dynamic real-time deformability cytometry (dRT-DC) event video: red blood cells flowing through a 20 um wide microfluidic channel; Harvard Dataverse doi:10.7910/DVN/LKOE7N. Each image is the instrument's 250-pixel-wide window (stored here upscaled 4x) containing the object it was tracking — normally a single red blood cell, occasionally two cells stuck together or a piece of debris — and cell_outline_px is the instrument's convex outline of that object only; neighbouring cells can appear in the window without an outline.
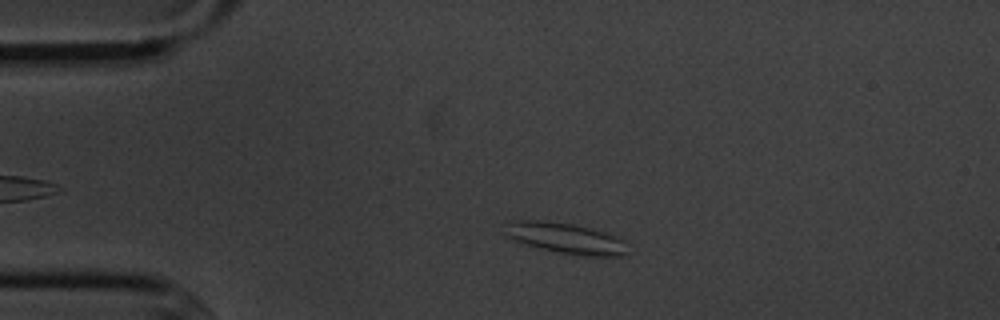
{"species": "common noctule bat (a hibernating species)", "species_latin": "Nyctalus noctula", "temperature_condition": "cold", "stored_images_in_passage": 4, "camera_frame_rate_fps": 3000, "um_per_image_px": 0.085, "animal": {"sex": "male", "body_mass_g": 20.1, "forearm_length_mm": 53.5}, "frame": {"image": 1, "passage_image": 3, "time_ms": 2.333, "image_size_px": [1000, 320], "cell_outline_px": [[624, 256], [580, 256], [540, 248], [524, 244], [508, 236], [504, 232], [508, 224], [512, 220], [540, 220], [572, 224], [604, 232], [624, 240]], "centroid_in_image_um": [48.05, 20.25], "position_along_channel_um": 36.9, "area_um2": 21.5}}